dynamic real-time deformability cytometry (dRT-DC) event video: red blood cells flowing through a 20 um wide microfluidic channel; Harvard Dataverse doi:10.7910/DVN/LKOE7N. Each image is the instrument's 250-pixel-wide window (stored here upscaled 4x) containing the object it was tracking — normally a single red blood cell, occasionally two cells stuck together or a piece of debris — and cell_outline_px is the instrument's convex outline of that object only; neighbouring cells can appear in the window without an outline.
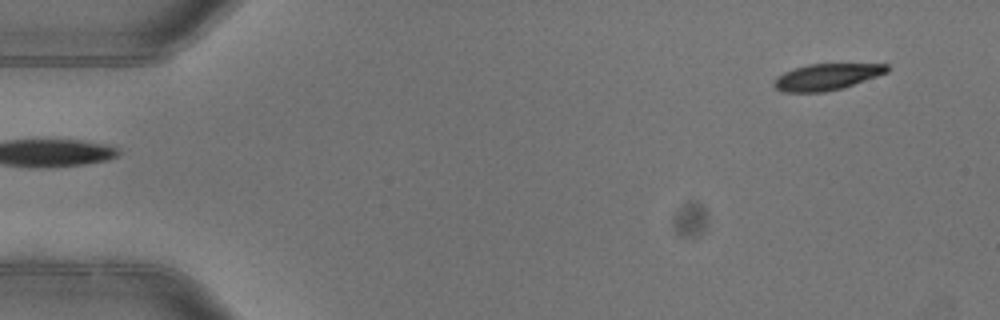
{"species": "common noctule bat (a hibernating species)", "species_latin": "Nyctalus noctula", "temperature_condition": "warm", "stored_images_in_passage": 4, "camera_frame_rate_fps": 3000, "um_per_image_px": 0.085, "animal": {"sex": "female"}, "frame": {"image": 1, "passage_image": 1, "time_ms": 0.0, "image_size_px": [1000, 320], "cell_outline_px": [[888, 72], [840, 88], [824, 92], [784, 92], [772, 88], [772, 80], [776, 76], [784, 72], [808, 64], [888, 64]], "centroid_in_image_um": [70.17, 6.54], "position_along_channel_um": 14.8, "area_um2": 17.22}}
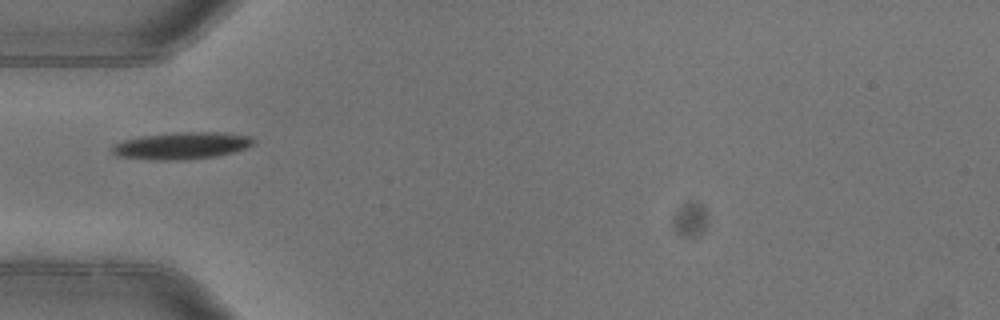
{"frame": {"image": 2, "passage_image": 4, "time_ms": 1.0, "image_size_px": [1000, 320], "cell_outline_px": [[256, 144], [232, 152], [216, 156], [184, 160], [156, 160], [116, 156], [112, 152], [112, 144], [124, 140], [144, 136], [172, 132], [216, 132], [252, 136], [256, 140]], "centroid_in_image_um": [15.45, 12.38], "position_along_channel_um": 69.5, "area_um2": 22.31}}